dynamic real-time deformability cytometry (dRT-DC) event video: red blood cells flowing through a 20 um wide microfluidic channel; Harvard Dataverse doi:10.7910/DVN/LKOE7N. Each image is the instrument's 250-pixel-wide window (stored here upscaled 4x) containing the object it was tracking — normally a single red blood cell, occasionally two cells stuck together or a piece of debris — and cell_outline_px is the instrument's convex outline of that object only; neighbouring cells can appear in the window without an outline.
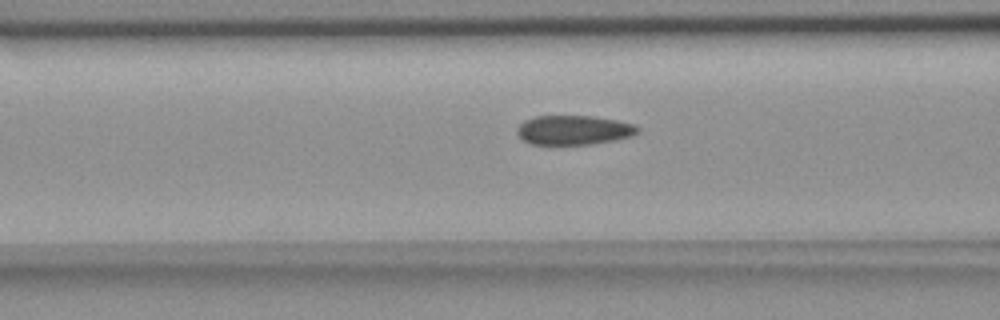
{"species": "common noctule bat (a hibernating species)", "species_latin": "Nyctalus noctula", "temperature_condition": "room temperature", "stored_images_in_passage": 41, "camera_frame_rate_fps": 3000, "um_per_image_px": 0.085, "animal": {"sex": "female", "body_mass_g": 18.4}, "frame": {"image": 1, "passage_image": 7, "time_ms": 2.0, "image_size_px": [1000, 320], "cell_outline_px": [[640, 132], [632, 136], [592, 144], [528, 144], [516, 132], [516, 128], [524, 120], [536, 116], [592, 116], [616, 120], [636, 124], [640, 128]], "centroid_in_image_um": [48.78, 11.05], "position_along_channel_um": 117.8, "area_um2": 20.69}}
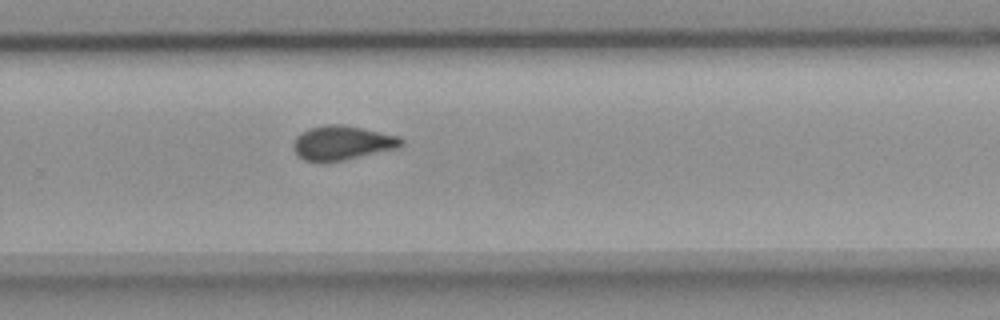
{"frame": {"image": 2, "passage_image": 22, "time_ms": 7.0, "image_size_px": [1000, 320], "cell_outline_px": [[404, 144], [400, 148], [344, 160], [304, 160], [296, 152], [292, 144], [296, 136], [308, 128], [328, 124], [340, 124], [400, 136], [404, 140]], "centroid_in_image_um": [29.14, 12.12], "position_along_channel_um": 300.7, "area_um2": 21.27}}
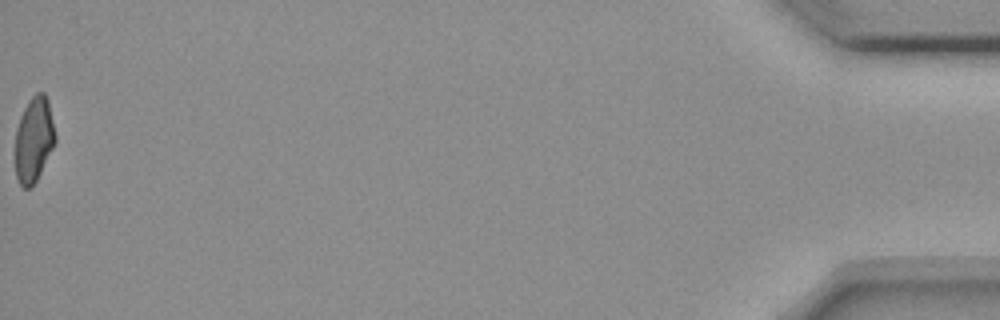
{"frame": {"image": 3, "passage_image": 41, "time_ms": 13.333, "image_size_px": [1000, 320], "cell_outline_px": [[56, 140], [36, 180], [28, 188], [24, 188], [20, 184], [16, 176], [16, 128], [20, 116], [28, 100], [36, 92], [44, 92], [48, 100], [56, 136]], "centroid_in_image_um": [2.88, 11.81], "position_along_channel_um": 432.3, "area_um2": 19.54}, "authors_computed_cell_mechanics": {"area_um2": 21.1548, "velocity_mm_per_s": 3.6635, "shape_relaxation_time_tau1_ms": null, "shape_relaxation_time_tau2_ms": 1.777, "deformation_change_tau1": null, "deformation_change_tau2": 0.0556}}